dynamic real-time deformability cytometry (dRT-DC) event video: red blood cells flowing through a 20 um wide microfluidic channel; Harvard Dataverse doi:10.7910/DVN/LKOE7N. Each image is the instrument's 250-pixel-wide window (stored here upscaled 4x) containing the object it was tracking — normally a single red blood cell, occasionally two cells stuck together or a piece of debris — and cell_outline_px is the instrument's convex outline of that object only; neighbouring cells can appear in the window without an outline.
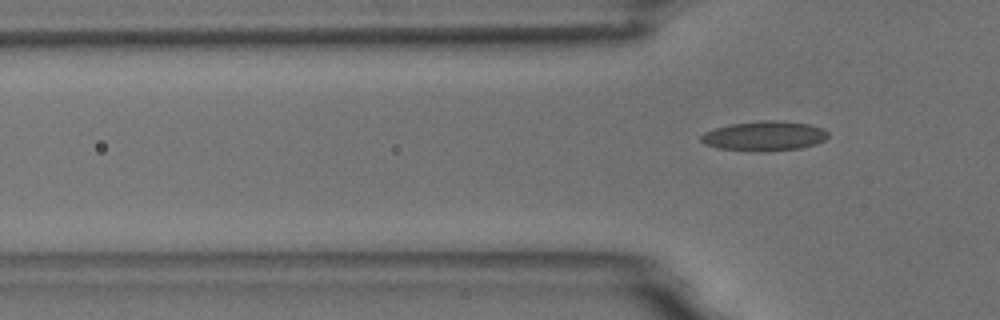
{"species": "common noctule bat (a hibernating species)", "species_latin": "Nyctalus noctula", "temperature_condition": "room temperature", "stored_images_in_passage": 6, "camera_frame_rate_fps": 3000, "um_per_image_px": 0.085, "animal": {"sex": "male", "body_mass_g": 18.8}, "frame": {"image": 1, "passage_image": 6, "time_ms": 6.667, "image_size_px": [1000, 320], "cell_outline_px": [[828, 136], [824, 140], [816, 144], [800, 148], [760, 152], [752, 152], [716, 148], [704, 144], [700, 140], [700, 136], [704, 132], [716, 128], [732, 124], [764, 120], [776, 120], [808, 124], [824, 128], [828, 132]], "centroid_in_image_um": [64.95, 11.57], "position_along_channel_um": 60.8, "area_um2": 22.14}}